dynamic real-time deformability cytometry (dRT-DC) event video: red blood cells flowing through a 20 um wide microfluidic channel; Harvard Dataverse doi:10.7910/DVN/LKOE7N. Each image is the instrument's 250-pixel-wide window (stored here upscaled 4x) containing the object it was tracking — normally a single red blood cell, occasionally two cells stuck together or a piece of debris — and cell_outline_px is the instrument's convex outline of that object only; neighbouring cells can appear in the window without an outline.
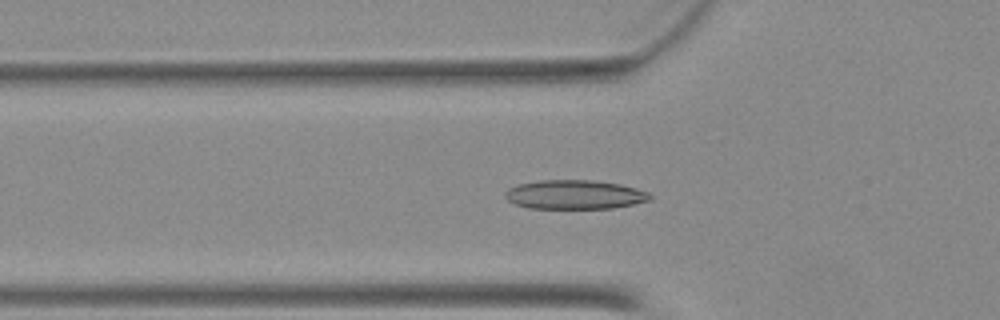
{"species": "Egyptian fruit bat (a non-hibernating species)", "species_latin": "Rousettus aegyptiacus", "temperature_condition": "warm", "stored_images_in_passage": 50, "camera_frame_rate_fps": 3000, "um_per_image_px": 0.085, "animal": {"sex": "female"}, "frame": {"image": 1, "passage_image": 16, "time_ms": 5.0, "image_size_px": [1000, 320], "cell_outline_px": [[652, 200], [612, 208], [528, 208], [516, 204], [508, 200], [504, 196], [504, 192], [508, 188], [520, 184], [540, 180], [592, 180], [620, 184], [636, 188], [648, 192], [652, 196]], "centroid_in_image_um": [48.85, 16.54], "position_along_channel_um": 76.9, "area_um2": 24.51}}
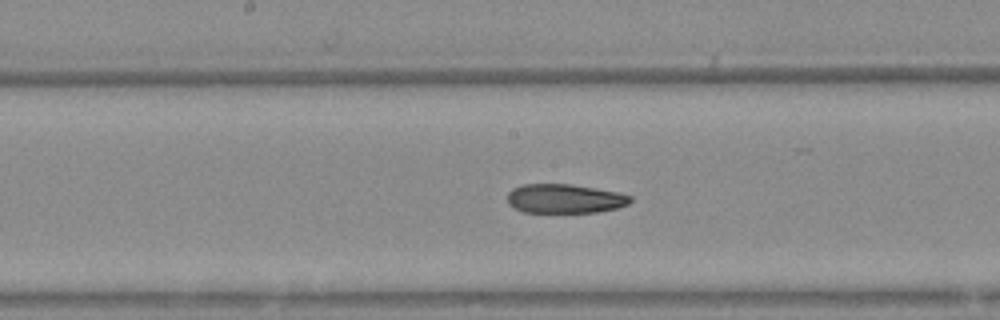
{"frame": {"image": 2, "passage_image": 25, "time_ms": 8.0, "image_size_px": [1000, 320], "cell_outline_px": [[632, 200], [628, 204], [616, 208], [600, 212], [524, 212], [512, 208], [508, 204], [508, 192], [512, 188], [524, 184], [568, 184], [616, 192], [632, 196]], "centroid_in_image_um": [47.96, 16.89], "position_along_channel_um": 200.2, "area_um2": 20.81}}
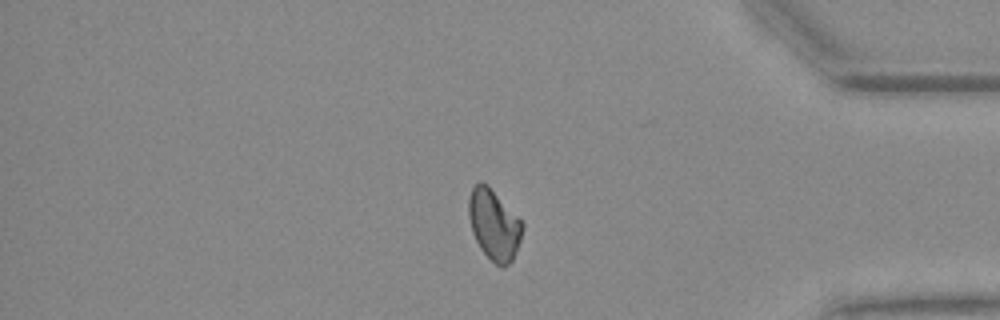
{"frame": {"image": 3, "passage_image": 41, "time_ms": 13.333, "image_size_px": [1000, 320], "cell_outline_px": [[524, 228], [516, 252], [512, 260], [504, 268], [500, 268], [480, 248], [472, 232], [468, 216], [468, 200], [472, 188], [480, 180], [488, 184], [524, 224]], "centroid_in_image_um": [41.98, 19.09], "position_along_channel_um": 393.2, "area_um2": 22.08}}